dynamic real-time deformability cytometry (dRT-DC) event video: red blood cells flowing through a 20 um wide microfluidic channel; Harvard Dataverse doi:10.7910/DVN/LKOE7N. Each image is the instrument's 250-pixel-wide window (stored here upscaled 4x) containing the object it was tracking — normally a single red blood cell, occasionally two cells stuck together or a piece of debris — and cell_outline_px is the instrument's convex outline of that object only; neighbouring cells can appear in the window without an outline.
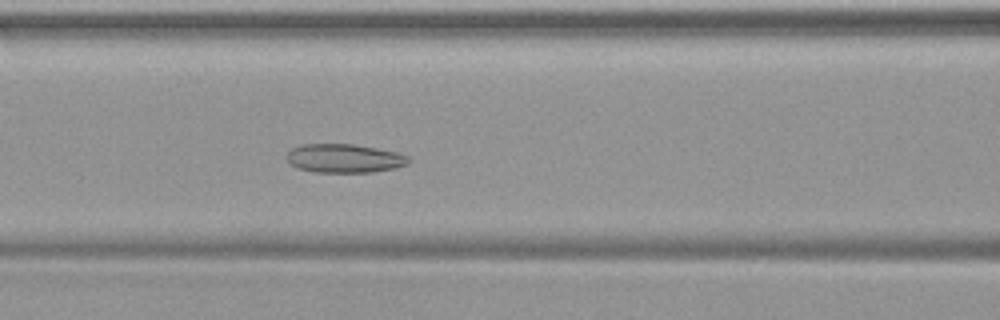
{"species": "common noctule bat (a hibernating species)", "species_latin": "Nyctalus noctula", "temperature_condition": "warm", "stored_images_in_passage": 30, "camera_frame_rate_fps": 3000, "um_per_image_px": 0.085, "animal": {"sex": "female", "body_mass_g": 19.9}, "frame": {"image": 1, "passage_image": 11, "time_ms": 3.333, "image_size_px": [1000, 320], "cell_outline_px": [[408, 164], [396, 168], [372, 172], [316, 172], [296, 168], [288, 160], [288, 152], [292, 148], [300, 144], [352, 144], [376, 148], [396, 152], [408, 156]], "centroid_in_image_um": [29.27, 13.46], "position_along_channel_um": 137.3, "area_um2": 20.29}}
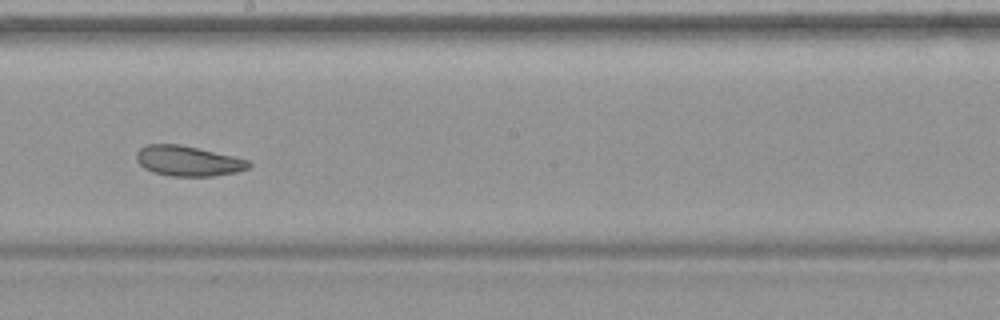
{"frame": {"image": 2, "passage_image": 18, "time_ms": 5.667, "image_size_px": [1000, 320], "cell_outline_px": [[252, 164], [248, 168], [236, 172], [212, 176], [168, 176], [152, 172], [144, 168], [136, 160], [136, 152], [140, 148], [148, 144], [180, 144], [232, 156], [248, 160]], "centroid_in_image_um": [15.95, 13.68], "position_along_channel_um": 232.3, "area_um2": 19.71}}
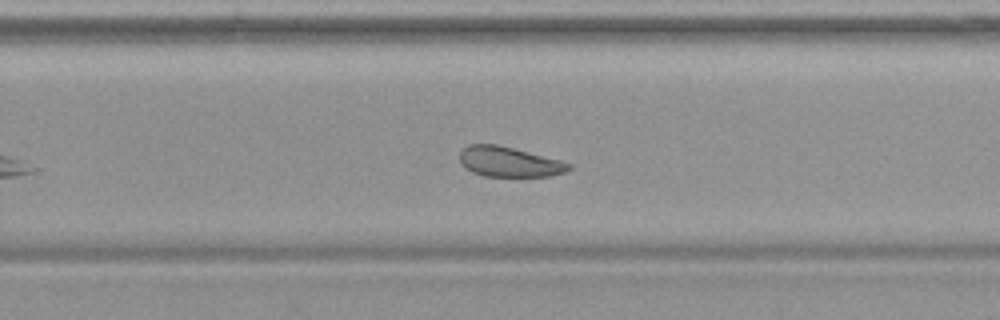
{"frame": {"image": 3, "passage_image": 22, "time_ms": 7.0, "image_size_px": [1000, 320], "cell_outline_px": [[572, 168], [564, 172], [548, 176], [484, 176], [472, 172], [460, 160], [460, 152], [468, 144], [496, 144], [560, 160], [572, 164]], "centroid_in_image_um": [43.29, 13.75], "position_along_channel_um": 286.5, "area_um2": 18.79}}